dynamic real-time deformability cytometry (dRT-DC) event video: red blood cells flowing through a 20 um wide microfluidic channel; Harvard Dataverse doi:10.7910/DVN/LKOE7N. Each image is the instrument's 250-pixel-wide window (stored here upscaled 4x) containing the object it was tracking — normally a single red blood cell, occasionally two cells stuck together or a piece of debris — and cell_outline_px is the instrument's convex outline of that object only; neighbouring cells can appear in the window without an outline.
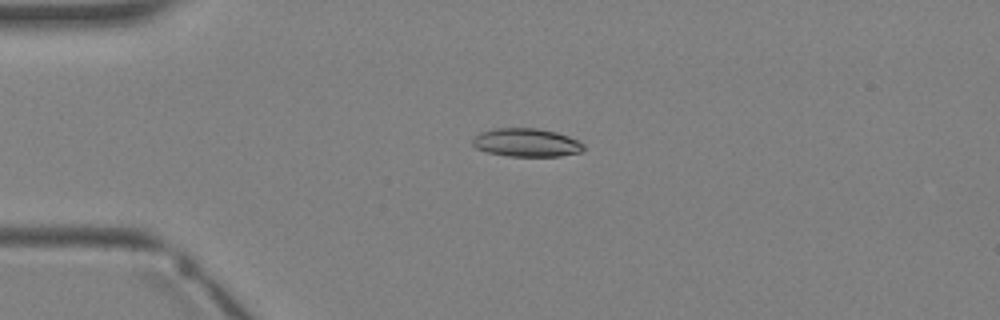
{"species": "Egyptian fruit bat (a non-hibernating species)", "species_latin": "Rousettus aegyptiacus", "temperature_condition": "warm", "stored_images_in_passage": 3, "camera_frame_rate_fps": 3000, "um_per_image_px": 0.085, "animal": {"sex": "female"}, "frame": {"image": 1, "passage_image": 3, "time_ms": 2.333, "image_size_px": [1000, 320], "cell_outline_px": [[584, 148], [580, 152], [560, 156], [508, 156], [488, 152], [476, 148], [472, 144], [472, 140], [480, 132], [496, 128], [536, 128], [556, 132], [568, 136], [584, 144]], "centroid_in_image_um": [44.74, 12.12], "position_along_channel_um": 40.3, "area_um2": 18.21}}